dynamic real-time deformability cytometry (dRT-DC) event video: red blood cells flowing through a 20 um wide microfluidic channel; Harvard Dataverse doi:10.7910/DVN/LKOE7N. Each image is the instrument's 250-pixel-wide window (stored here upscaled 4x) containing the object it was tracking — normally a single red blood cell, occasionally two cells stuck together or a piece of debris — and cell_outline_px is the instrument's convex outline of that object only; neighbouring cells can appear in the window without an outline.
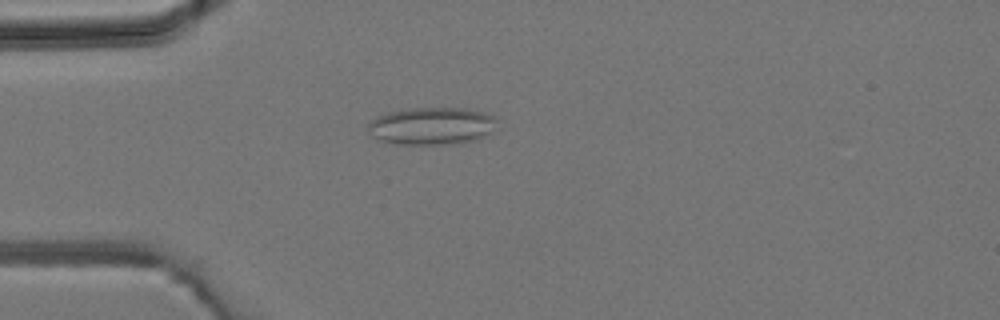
{"species": "common noctule bat (a hibernating species)", "species_latin": "Nyctalus noctula", "temperature_condition": "room temperature", "stored_images_in_passage": 37, "camera_frame_rate_fps": 3000, "um_per_image_px": 0.085, "animal": {"sex": "male", "body_mass_g": 19.2, "forearm_length_mm": 51.8}, "frame": {"image": 1, "passage_image": 5, "time_ms": 1.333, "image_size_px": [1000, 320], "cell_outline_px": [[496, 120], [492, 132], [476, 140], [460, 144], [396, 144], [376, 140], [368, 132], [368, 120], [376, 116], [388, 112], [412, 108], [464, 108], [496, 116]], "centroid_in_image_um": [36.65, 10.72], "position_along_channel_um": 48.4, "area_um2": 28.5}}
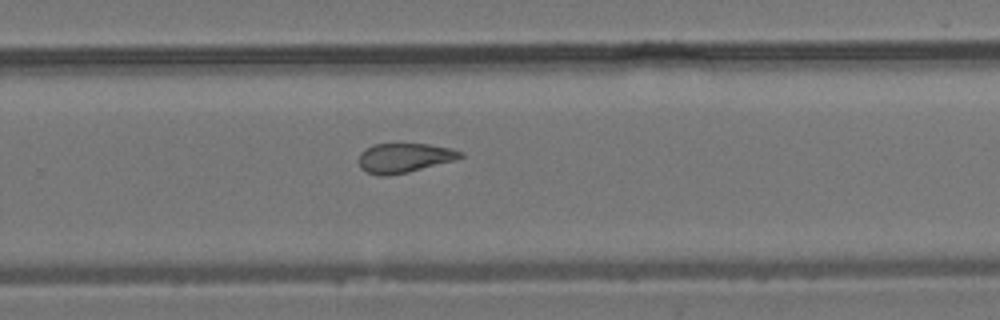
{"frame": {"image": 2, "passage_image": 22, "time_ms": 7.0, "image_size_px": [1000, 320], "cell_outline_px": [[464, 156], [452, 160], [408, 172], [388, 176], [380, 176], [368, 172], [360, 168], [360, 152], [372, 144], [428, 144], [452, 148], [464, 152]], "centroid_in_image_um": [34.35, 13.41], "position_along_channel_um": 295.4, "area_um2": 17.28}}
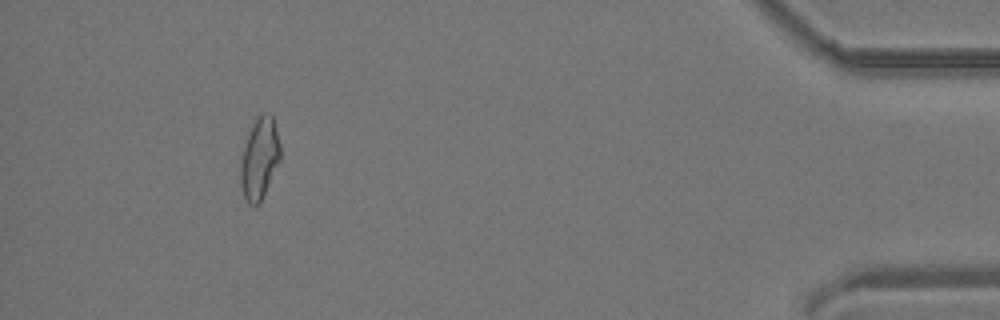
{"frame": {"image": 3, "passage_image": 34, "time_ms": 11.0, "image_size_px": [1000, 320], "cell_outline_px": [[280, 160], [260, 204], [248, 204], [244, 196], [240, 184], [240, 160], [248, 132], [256, 116], [260, 112], [268, 112], [272, 116], [276, 128], [280, 144]], "centroid_in_image_um": [22.05, 13.44], "position_along_channel_um": 413.2, "area_um2": 19.13}}